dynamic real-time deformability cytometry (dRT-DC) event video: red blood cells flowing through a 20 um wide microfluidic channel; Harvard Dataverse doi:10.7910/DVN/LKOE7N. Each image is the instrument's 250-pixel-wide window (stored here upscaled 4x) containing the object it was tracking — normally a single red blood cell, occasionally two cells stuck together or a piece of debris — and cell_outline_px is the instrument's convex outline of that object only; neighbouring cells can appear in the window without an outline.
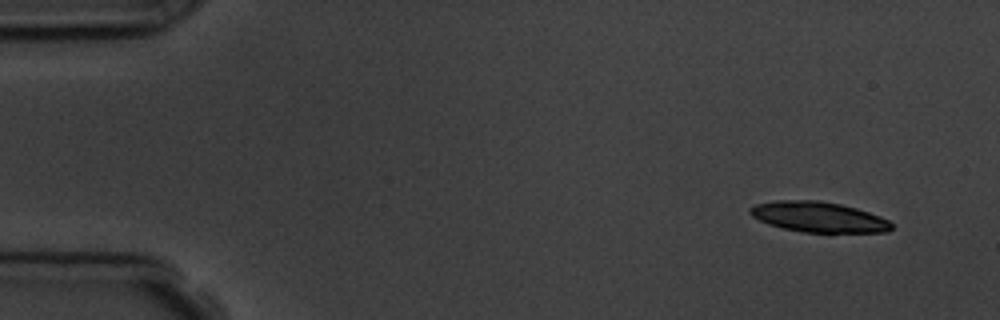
{"species": "common noctule bat (a hibernating species)", "species_latin": "Nyctalus noctula", "temperature_condition": "room temperature", "stored_images_in_passage": 5, "camera_frame_rate_fps": 3000, "um_per_image_px": 0.085, "animal": {"sex": "male", "body_mass_g": 19.5, "forearm_length_mm": 54.6}, "frame": {"image": 1, "passage_image": 1, "time_ms": 0.0, "image_size_px": [1000, 320], "cell_outline_px": [[892, 228], [888, 232], [804, 232], [784, 228], [768, 224], [752, 216], [748, 212], [748, 208], [756, 204], [776, 200], [820, 200], [840, 204], [856, 208], [880, 216], [888, 220], [892, 224]], "centroid_in_image_um": [69.56, 18.43], "position_along_channel_um": 15.4, "area_um2": 24.97}}